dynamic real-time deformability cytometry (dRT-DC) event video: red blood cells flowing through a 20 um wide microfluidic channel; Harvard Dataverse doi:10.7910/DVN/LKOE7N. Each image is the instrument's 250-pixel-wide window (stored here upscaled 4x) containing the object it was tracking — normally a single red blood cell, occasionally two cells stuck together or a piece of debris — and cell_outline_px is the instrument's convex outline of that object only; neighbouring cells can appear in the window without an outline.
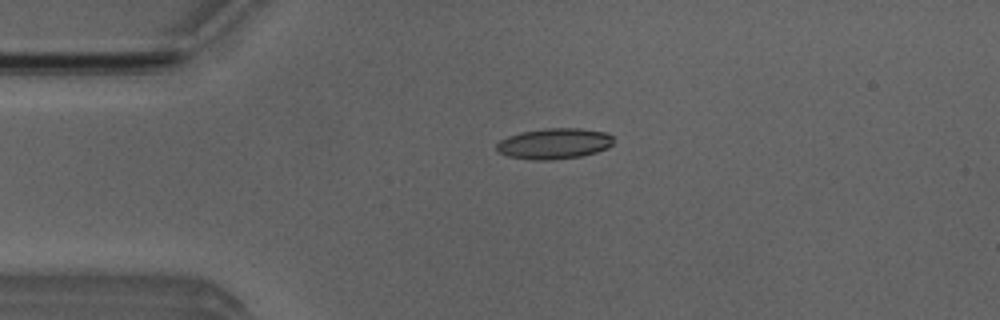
{"species": "Egyptian fruit bat (a non-hibernating species)", "species_latin": "Rousettus aegyptiacus", "temperature_condition": "room temperature", "stored_images_in_passage": 11, "camera_frame_rate_fps": 3000, "um_per_image_px": 0.085, "animal": {"sex": "male"}, "frame": {"image": 1, "passage_image": 5, "time_ms": 1.333, "image_size_px": [1000, 320], "cell_outline_px": [[616, 140], [608, 148], [596, 152], [580, 156], [552, 160], [532, 160], [508, 156], [496, 152], [496, 144], [500, 140], [508, 136], [520, 132], [548, 128], [580, 128], [604, 132], [612, 136]], "centroid_in_image_um": [47.1, 12.21], "position_along_channel_um": 37.9, "area_um2": 21.1}}